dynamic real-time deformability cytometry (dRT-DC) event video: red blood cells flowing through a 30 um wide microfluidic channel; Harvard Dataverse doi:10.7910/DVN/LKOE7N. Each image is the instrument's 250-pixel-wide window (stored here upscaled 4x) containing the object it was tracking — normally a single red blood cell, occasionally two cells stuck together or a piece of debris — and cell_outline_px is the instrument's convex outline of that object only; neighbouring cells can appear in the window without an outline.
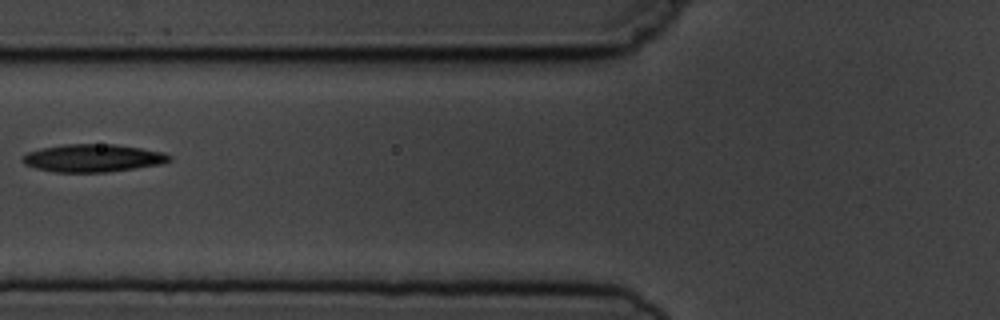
{"species": "common noctule bat (a hibernating species)", "species_latin": "Nyctalus noctula", "temperature_condition": "cold", "stored_images_in_passage": 6, "camera_frame_rate_fps": 3000, "um_per_image_px": 0.085, "animal": {"sex": "male", "body_mass_g": 19.5, "forearm_length_mm": 54.6}, "frame": {"image": 1, "passage_image": 5, "time_ms": 5.333, "image_size_px": [1000, 320], "cell_outline_px": [[172, 160], [164, 164], [104, 172], [56, 172], [36, 168], [24, 164], [20, 160], [28, 152], [44, 148], [64, 144], [116, 144], [164, 152], [172, 156]], "centroid_in_image_um": [7.94, 13.43], "position_along_channel_um": 117.9, "area_um2": 23.7}}
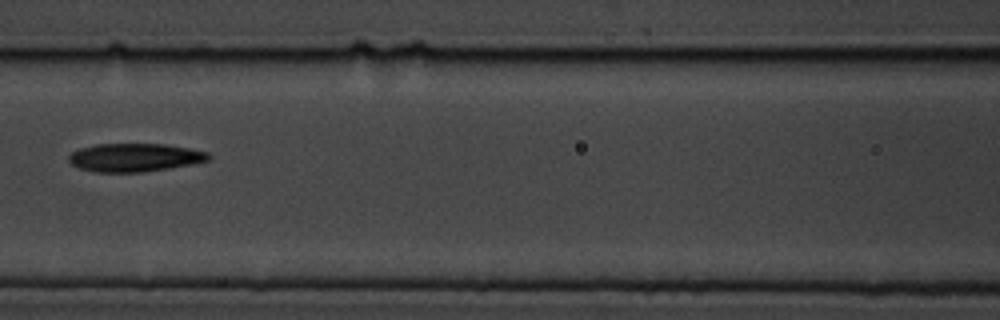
{"frame": {"image": 2, "passage_image": 6, "time_ms": 6.333, "image_size_px": [1000, 320], "cell_outline_px": [[212, 156], [208, 160], [192, 164], [168, 168], [140, 172], [96, 172], [80, 168], [72, 164], [68, 160], [68, 156], [72, 152], [80, 148], [96, 144], [164, 144], [188, 148], [208, 152]], "centroid_in_image_um": [11.44, 13.38], "position_along_channel_um": 155.2, "area_um2": 22.89}}